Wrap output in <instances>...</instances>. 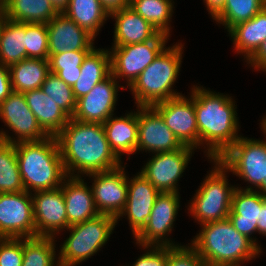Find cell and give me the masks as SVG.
Masks as SVG:
<instances>
[{"mask_svg":"<svg viewBox=\"0 0 266 266\" xmlns=\"http://www.w3.org/2000/svg\"><path fill=\"white\" fill-rule=\"evenodd\" d=\"M55 137L67 176L108 171L122 163L110 149L101 123L70 118Z\"/></svg>","mask_w":266,"mask_h":266,"instance_id":"cell-1","label":"cell"},{"mask_svg":"<svg viewBox=\"0 0 266 266\" xmlns=\"http://www.w3.org/2000/svg\"><path fill=\"white\" fill-rule=\"evenodd\" d=\"M191 89L198 126V149L206 144V157L218 160L241 137L238 135L237 107L229 95L207 90L203 86Z\"/></svg>","mask_w":266,"mask_h":266,"instance_id":"cell-2","label":"cell"},{"mask_svg":"<svg viewBox=\"0 0 266 266\" xmlns=\"http://www.w3.org/2000/svg\"><path fill=\"white\" fill-rule=\"evenodd\" d=\"M190 244L206 266H241L262 251L246 236L239 233L229 219L208 222Z\"/></svg>","mask_w":266,"mask_h":266,"instance_id":"cell-3","label":"cell"},{"mask_svg":"<svg viewBox=\"0 0 266 266\" xmlns=\"http://www.w3.org/2000/svg\"><path fill=\"white\" fill-rule=\"evenodd\" d=\"M19 172L25 191L54 190L67 174L55 136L15 144Z\"/></svg>","mask_w":266,"mask_h":266,"instance_id":"cell-4","label":"cell"},{"mask_svg":"<svg viewBox=\"0 0 266 266\" xmlns=\"http://www.w3.org/2000/svg\"><path fill=\"white\" fill-rule=\"evenodd\" d=\"M182 50V43L165 47L128 87L136 99L137 107L153 106L181 95L172 87L179 76Z\"/></svg>","mask_w":266,"mask_h":266,"instance_id":"cell-5","label":"cell"},{"mask_svg":"<svg viewBox=\"0 0 266 266\" xmlns=\"http://www.w3.org/2000/svg\"><path fill=\"white\" fill-rule=\"evenodd\" d=\"M117 219L99 214L97 217L68 228L70 235L63 242L57 258L60 266H76L96 254L113 233Z\"/></svg>","mask_w":266,"mask_h":266,"instance_id":"cell-6","label":"cell"},{"mask_svg":"<svg viewBox=\"0 0 266 266\" xmlns=\"http://www.w3.org/2000/svg\"><path fill=\"white\" fill-rule=\"evenodd\" d=\"M210 161L214 162V168L204 178L188 207L200 225L227 219L236 188L228 183L227 169L217 159Z\"/></svg>","mask_w":266,"mask_h":266,"instance_id":"cell-7","label":"cell"},{"mask_svg":"<svg viewBox=\"0 0 266 266\" xmlns=\"http://www.w3.org/2000/svg\"><path fill=\"white\" fill-rule=\"evenodd\" d=\"M261 128L266 135V125L263 122ZM218 161L227 172H232L254 186H246L244 190H259L266 179V139L255 140L241 136Z\"/></svg>","mask_w":266,"mask_h":266,"instance_id":"cell-8","label":"cell"},{"mask_svg":"<svg viewBox=\"0 0 266 266\" xmlns=\"http://www.w3.org/2000/svg\"><path fill=\"white\" fill-rule=\"evenodd\" d=\"M169 36L160 33L143 43L113 46L110 52L111 74L116 80L124 77L130 86L142 71L151 64L165 48Z\"/></svg>","mask_w":266,"mask_h":266,"instance_id":"cell-9","label":"cell"},{"mask_svg":"<svg viewBox=\"0 0 266 266\" xmlns=\"http://www.w3.org/2000/svg\"><path fill=\"white\" fill-rule=\"evenodd\" d=\"M0 119L9 127L16 138L8 132L0 131V140L12 144L20 142L40 141L49 135L41 128L35 115L29 109L24 93L12 91L0 104Z\"/></svg>","mask_w":266,"mask_h":266,"instance_id":"cell-10","label":"cell"},{"mask_svg":"<svg viewBox=\"0 0 266 266\" xmlns=\"http://www.w3.org/2000/svg\"><path fill=\"white\" fill-rule=\"evenodd\" d=\"M36 237L31 193H0V238Z\"/></svg>","mask_w":266,"mask_h":266,"instance_id":"cell-11","label":"cell"},{"mask_svg":"<svg viewBox=\"0 0 266 266\" xmlns=\"http://www.w3.org/2000/svg\"><path fill=\"white\" fill-rule=\"evenodd\" d=\"M177 192L160 193L143 229L134 237L139 246H180L168 239L180 207ZM166 237V238H165Z\"/></svg>","mask_w":266,"mask_h":266,"instance_id":"cell-12","label":"cell"},{"mask_svg":"<svg viewBox=\"0 0 266 266\" xmlns=\"http://www.w3.org/2000/svg\"><path fill=\"white\" fill-rule=\"evenodd\" d=\"M122 164L112 170L87 174L93 181L91 190L94 204L102 215L118 218L125 208L128 196V179Z\"/></svg>","mask_w":266,"mask_h":266,"instance_id":"cell-13","label":"cell"},{"mask_svg":"<svg viewBox=\"0 0 266 266\" xmlns=\"http://www.w3.org/2000/svg\"><path fill=\"white\" fill-rule=\"evenodd\" d=\"M194 148L183 146L179 150L155 153L142 167L148 181L160 192H179L178 181L186 169Z\"/></svg>","mask_w":266,"mask_h":266,"instance_id":"cell-14","label":"cell"},{"mask_svg":"<svg viewBox=\"0 0 266 266\" xmlns=\"http://www.w3.org/2000/svg\"><path fill=\"white\" fill-rule=\"evenodd\" d=\"M183 146L198 147V126L194 109V95H179L152 106Z\"/></svg>","mask_w":266,"mask_h":266,"instance_id":"cell-15","label":"cell"},{"mask_svg":"<svg viewBox=\"0 0 266 266\" xmlns=\"http://www.w3.org/2000/svg\"><path fill=\"white\" fill-rule=\"evenodd\" d=\"M137 151L160 153L179 150L181 142L165 124L162 116L152 106L137 107Z\"/></svg>","mask_w":266,"mask_h":266,"instance_id":"cell-16","label":"cell"},{"mask_svg":"<svg viewBox=\"0 0 266 266\" xmlns=\"http://www.w3.org/2000/svg\"><path fill=\"white\" fill-rule=\"evenodd\" d=\"M124 89L115 77L110 74L106 79L96 84L93 89L76 100L74 120L103 124L114 115L118 90Z\"/></svg>","mask_w":266,"mask_h":266,"instance_id":"cell-17","label":"cell"},{"mask_svg":"<svg viewBox=\"0 0 266 266\" xmlns=\"http://www.w3.org/2000/svg\"><path fill=\"white\" fill-rule=\"evenodd\" d=\"M36 237H55L68 229L67 212L62 187L31 193Z\"/></svg>","mask_w":266,"mask_h":266,"instance_id":"cell-18","label":"cell"},{"mask_svg":"<svg viewBox=\"0 0 266 266\" xmlns=\"http://www.w3.org/2000/svg\"><path fill=\"white\" fill-rule=\"evenodd\" d=\"M160 192L138 172L132 179L128 180V196L124 210L117 218L127 215L129 226L135 237L146 225L151 214L155 200Z\"/></svg>","mask_w":266,"mask_h":266,"instance_id":"cell-19","label":"cell"},{"mask_svg":"<svg viewBox=\"0 0 266 266\" xmlns=\"http://www.w3.org/2000/svg\"><path fill=\"white\" fill-rule=\"evenodd\" d=\"M46 25L49 55L67 51H91L94 48L95 38L62 12Z\"/></svg>","mask_w":266,"mask_h":266,"instance_id":"cell-20","label":"cell"},{"mask_svg":"<svg viewBox=\"0 0 266 266\" xmlns=\"http://www.w3.org/2000/svg\"><path fill=\"white\" fill-rule=\"evenodd\" d=\"M263 206V194L259 190H244L235 188L232 195L231 210L228 219L234 228L242 235L249 238L261 251L256 238H252L254 232H258L257 221Z\"/></svg>","mask_w":266,"mask_h":266,"instance_id":"cell-21","label":"cell"},{"mask_svg":"<svg viewBox=\"0 0 266 266\" xmlns=\"http://www.w3.org/2000/svg\"><path fill=\"white\" fill-rule=\"evenodd\" d=\"M61 187L65 199L68 228L99 215L91 187L87 186L81 176H67Z\"/></svg>","mask_w":266,"mask_h":266,"instance_id":"cell-22","label":"cell"},{"mask_svg":"<svg viewBox=\"0 0 266 266\" xmlns=\"http://www.w3.org/2000/svg\"><path fill=\"white\" fill-rule=\"evenodd\" d=\"M115 19L114 44L125 46L143 43L156 38L160 33L130 6L109 13Z\"/></svg>","mask_w":266,"mask_h":266,"instance_id":"cell-23","label":"cell"},{"mask_svg":"<svg viewBox=\"0 0 266 266\" xmlns=\"http://www.w3.org/2000/svg\"><path fill=\"white\" fill-rule=\"evenodd\" d=\"M103 127L110 149L120 161L123 154L131 155L137 152V111L128 112L121 117L112 115L103 123Z\"/></svg>","mask_w":266,"mask_h":266,"instance_id":"cell-24","label":"cell"},{"mask_svg":"<svg viewBox=\"0 0 266 266\" xmlns=\"http://www.w3.org/2000/svg\"><path fill=\"white\" fill-rule=\"evenodd\" d=\"M24 96L29 109L49 136H56L69 122L70 117L41 89L24 92Z\"/></svg>","mask_w":266,"mask_h":266,"instance_id":"cell-25","label":"cell"},{"mask_svg":"<svg viewBox=\"0 0 266 266\" xmlns=\"http://www.w3.org/2000/svg\"><path fill=\"white\" fill-rule=\"evenodd\" d=\"M110 50L96 49L86 55L81 65V75L72 87L75 99L88 94L99 82L111 74Z\"/></svg>","mask_w":266,"mask_h":266,"instance_id":"cell-26","label":"cell"},{"mask_svg":"<svg viewBox=\"0 0 266 266\" xmlns=\"http://www.w3.org/2000/svg\"><path fill=\"white\" fill-rule=\"evenodd\" d=\"M233 47L246 60L266 40V6L248 21L233 26L229 31Z\"/></svg>","mask_w":266,"mask_h":266,"instance_id":"cell-27","label":"cell"},{"mask_svg":"<svg viewBox=\"0 0 266 266\" xmlns=\"http://www.w3.org/2000/svg\"><path fill=\"white\" fill-rule=\"evenodd\" d=\"M8 20L17 23H48L59 11L50 0H2Z\"/></svg>","mask_w":266,"mask_h":266,"instance_id":"cell-28","label":"cell"},{"mask_svg":"<svg viewBox=\"0 0 266 266\" xmlns=\"http://www.w3.org/2000/svg\"><path fill=\"white\" fill-rule=\"evenodd\" d=\"M11 86L15 92L40 89L50 73L49 60L27 58L9 66Z\"/></svg>","mask_w":266,"mask_h":266,"instance_id":"cell-29","label":"cell"},{"mask_svg":"<svg viewBox=\"0 0 266 266\" xmlns=\"http://www.w3.org/2000/svg\"><path fill=\"white\" fill-rule=\"evenodd\" d=\"M62 13L94 38L109 18L108 11L99 0H69Z\"/></svg>","mask_w":266,"mask_h":266,"instance_id":"cell-30","label":"cell"},{"mask_svg":"<svg viewBox=\"0 0 266 266\" xmlns=\"http://www.w3.org/2000/svg\"><path fill=\"white\" fill-rule=\"evenodd\" d=\"M27 58L25 23L7 20L0 39V63L9 67Z\"/></svg>","mask_w":266,"mask_h":266,"instance_id":"cell-31","label":"cell"},{"mask_svg":"<svg viewBox=\"0 0 266 266\" xmlns=\"http://www.w3.org/2000/svg\"><path fill=\"white\" fill-rule=\"evenodd\" d=\"M173 0H130L129 6L151 23L159 33L170 36Z\"/></svg>","mask_w":266,"mask_h":266,"instance_id":"cell-32","label":"cell"},{"mask_svg":"<svg viewBox=\"0 0 266 266\" xmlns=\"http://www.w3.org/2000/svg\"><path fill=\"white\" fill-rule=\"evenodd\" d=\"M23 191L15 144L0 140V193Z\"/></svg>","mask_w":266,"mask_h":266,"instance_id":"cell-33","label":"cell"},{"mask_svg":"<svg viewBox=\"0 0 266 266\" xmlns=\"http://www.w3.org/2000/svg\"><path fill=\"white\" fill-rule=\"evenodd\" d=\"M55 244V237L23 238L22 266H60L56 258Z\"/></svg>","mask_w":266,"mask_h":266,"instance_id":"cell-34","label":"cell"},{"mask_svg":"<svg viewBox=\"0 0 266 266\" xmlns=\"http://www.w3.org/2000/svg\"><path fill=\"white\" fill-rule=\"evenodd\" d=\"M263 7V0H226L222 11L214 20L229 31L233 26L254 17Z\"/></svg>","mask_w":266,"mask_h":266,"instance_id":"cell-35","label":"cell"},{"mask_svg":"<svg viewBox=\"0 0 266 266\" xmlns=\"http://www.w3.org/2000/svg\"><path fill=\"white\" fill-rule=\"evenodd\" d=\"M90 51H70L49 55L50 72L73 87L81 75V65Z\"/></svg>","mask_w":266,"mask_h":266,"instance_id":"cell-36","label":"cell"},{"mask_svg":"<svg viewBox=\"0 0 266 266\" xmlns=\"http://www.w3.org/2000/svg\"><path fill=\"white\" fill-rule=\"evenodd\" d=\"M40 89L70 118L73 117L76 110V99L71 86L67 85L56 74L50 72Z\"/></svg>","mask_w":266,"mask_h":266,"instance_id":"cell-37","label":"cell"},{"mask_svg":"<svg viewBox=\"0 0 266 266\" xmlns=\"http://www.w3.org/2000/svg\"><path fill=\"white\" fill-rule=\"evenodd\" d=\"M25 36L27 57L48 60L47 25L44 23H25Z\"/></svg>","mask_w":266,"mask_h":266,"instance_id":"cell-38","label":"cell"},{"mask_svg":"<svg viewBox=\"0 0 266 266\" xmlns=\"http://www.w3.org/2000/svg\"><path fill=\"white\" fill-rule=\"evenodd\" d=\"M166 266H206L196 250L191 246H168Z\"/></svg>","mask_w":266,"mask_h":266,"instance_id":"cell-39","label":"cell"},{"mask_svg":"<svg viewBox=\"0 0 266 266\" xmlns=\"http://www.w3.org/2000/svg\"><path fill=\"white\" fill-rule=\"evenodd\" d=\"M23 238H0V266H22Z\"/></svg>","mask_w":266,"mask_h":266,"instance_id":"cell-40","label":"cell"},{"mask_svg":"<svg viewBox=\"0 0 266 266\" xmlns=\"http://www.w3.org/2000/svg\"><path fill=\"white\" fill-rule=\"evenodd\" d=\"M147 252L131 266H166L168 260V246H142Z\"/></svg>","mask_w":266,"mask_h":266,"instance_id":"cell-41","label":"cell"},{"mask_svg":"<svg viewBox=\"0 0 266 266\" xmlns=\"http://www.w3.org/2000/svg\"><path fill=\"white\" fill-rule=\"evenodd\" d=\"M248 64L252 65L258 71L266 72V40L260 44L257 50L245 60Z\"/></svg>","mask_w":266,"mask_h":266,"instance_id":"cell-42","label":"cell"},{"mask_svg":"<svg viewBox=\"0 0 266 266\" xmlns=\"http://www.w3.org/2000/svg\"><path fill=\"white\" fill-rule=\"evenodd\" d=\"M12 91L9 67L0 63V104Z\"/></svg>","mask_w":266,"mask_h":266,"instance_id":"cell-43","label":"cell"},{"mask_svg":"<svg viewBox=\"0 0 266 266\" xmlns=\"http://www.w3.org/2000/svg\"><path fill=\"white\" fill-rule=\"evenodd\" d=\"M102 6L111 13L113 11L129 6L130 0H99Z\"/></svg>","mask_w":266,"mask_h":266,"instance_id":"cell-44","label":"cell"},{"mask_svg":"<svg viewBox=\"0 0 266 266\" xmlns=\"http://www.w3.org/2000/svg\"><path fill=\"white\" fill-rule=\"evenodd\" d=\"M209 14L214 19L223 9L226 0H203Z\"/></svg>","mask_w":266,"mask_h":266,"instance_id":"cell-45","label":"cell"},{"mask_svg":"<svg viewBox=\"0 0 266 266\" xmlns=\"http://www.w3.org/2000/svg\"><path fill=\"white\" fill-rule=\"evenodd\" d=\"M258 233L266 236V196L263 194V206L257 221Z\"/></svg>","mask_w":266,"mask_h":266,"instance_id":"cell-46","label":"cell"},{"mask_svg":"<svg viewBox=\"0 0 266 266\" xmlns=\"http://www.w3.org/2000/svg\"><path fill=\"white\" fill-rule=\"evenodd\" d=\"M55 8L62 12V10L67 6L69 0H50Z\"/></svg>","mask_w":266,"mask_h":266,"instance_id":"cell-47","label":"cell"},{"mask_svg":"<svg viewBox=\"0 0 266 266\" xmlns=\"http://www.w3.org/2000/svg\"><path fill=\"white\" fill-rule=\"evenodd\" d=\"M7 17L5 16L4 12L2 11L0 13V39H1V35H2V32H3V28H4V25H5V22L7 21Z\"/></svg>","mask_w":266,"mask_h":266,"instance_id":"cell-48","label":"cell"},{"mask_svg":"<svg viewBox=\"0 0 266 266\" xmlns=\"http://www.w3.org/2000/svg\"><path fill=\"white\" fill-rule=\"evenodd\" d=\"M259 191L266 196V179L264 185L259 189Z\"/></svg>","mask_w":266,"mask_h":266,"instance_id":"cell-49","label":"cell"},{"mask_svg":"<svg viewBox=\"0 0 266 266\" xmlns=\"http://www.w3.org/2000/svg\"><path fill=\"white\" fill-rule=\"evenodd\" d=\"M3 11L2 9V0H0V13Z\"/></svg>","mask_w":266,"mask_h":266,"instance_id":"cell-50","label":"cell"},{"mask_svg":"<svg viewBox=\"0 0 266 266\" xmlns=\"http://www.w3.org/2000/svg\"><path fill=\"white\" fill-rule=\"evenodd\" d=\"M262 119V122L266 125V117H263Z\"/></svg>","mask_w":266,"mask_h":266,"instance_id":"cell-51","label":"cell"}]
</instances>
